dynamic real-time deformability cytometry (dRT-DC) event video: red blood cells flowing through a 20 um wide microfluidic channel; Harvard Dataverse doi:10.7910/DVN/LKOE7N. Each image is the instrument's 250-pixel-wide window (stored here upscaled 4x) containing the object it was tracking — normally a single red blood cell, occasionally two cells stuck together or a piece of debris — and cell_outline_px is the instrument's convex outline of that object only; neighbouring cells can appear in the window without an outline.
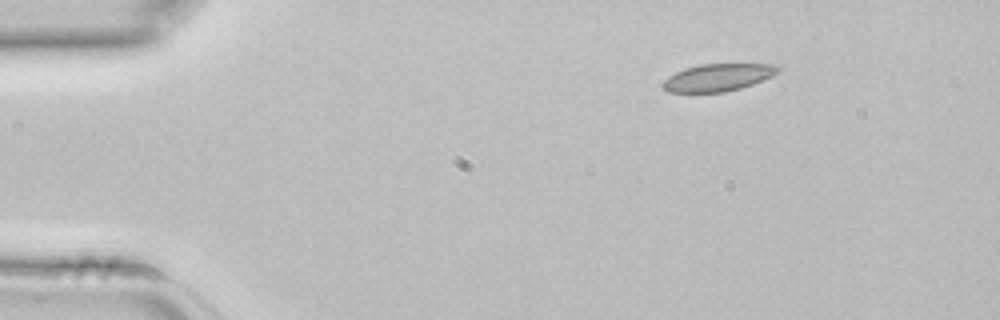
{"species": "common noctule bat (a hibernating species)", "species_latin": "Nyctalus noctula", "temperature_condition": "room temperature", "stored_images_in_passage": 5, "segment_of_instrument_passage": [2, 2], "camera_frame_rate_fps": 3000, "um_per_image_px": 0.085, "animal": {"sex": "female", "body_mass_g": 22.7, "forearm_length_mm": 54.2}, "frame": {"image": 1, "passage_image": 5, "time_ms": 1.333, "image_size_px": [1000, 320], "cell_outline_px": [[784, 68], [780, 72], [772, 76], [752, 84], [740, 88], [724, 92], [668, 92], [660, 84], [668, 76], [684, 68], [700, 64], [780, 64]], "centroid_in_image_um": [61.07, 6.57], "position_along_channel_um": 23.9, "area_um2": 18.55}}